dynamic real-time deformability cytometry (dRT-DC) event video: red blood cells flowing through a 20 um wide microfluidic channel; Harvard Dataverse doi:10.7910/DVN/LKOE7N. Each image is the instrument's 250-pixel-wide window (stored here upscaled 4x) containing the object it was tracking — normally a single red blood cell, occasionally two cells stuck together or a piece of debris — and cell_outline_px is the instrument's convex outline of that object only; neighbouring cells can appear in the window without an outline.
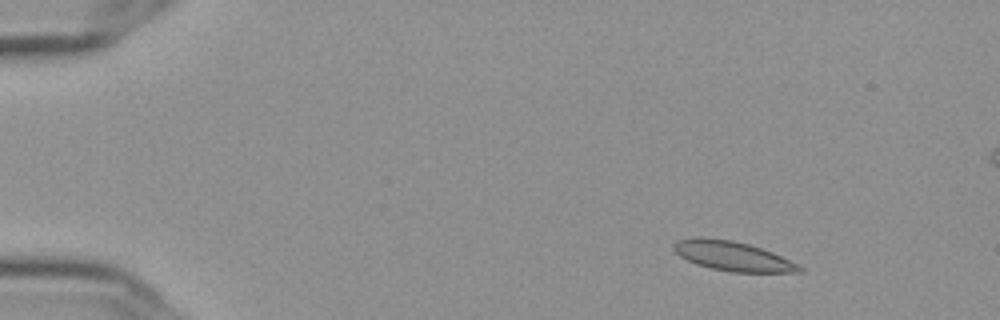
{"species": "Egyptian fruit bat (a non-hibernating species)", "species_latin": "Rousettus aegyptiacus", "temperature_condition": "cold", "stored_images_in_passage": 51, "segment_of_instrument_passage": [1, 2], "camera_frame_rate_fps": 3000, "um_per_image_px": 0.085, "frame": {"image": 1, "passage_image": 1, "time_ms": 0.0, "image_size_px": [1000, 320], "cell_outline_px": [[804, 272], [732, 272], [712, 268], [696, 264], [680, 256], [672, 248], [672, 244], [676, 240], [696, 236], [700, 236], [732, 240], [748, 244], [772, 252], [804, 268]], "centroid_in_image_um": [62.21, 21.75], "position_along_channel_um": 22.8, "area_um2": 21.56}}
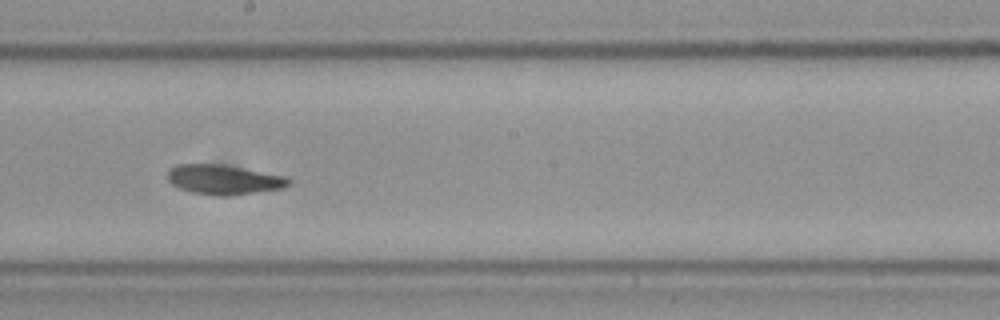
{"frame": {"image": 2, "passage_image": 26, "time_ms": 8.333, "image_size_px": [1000, 320], "cell_outline_px": [[292, 184], [284, 188], [228, 196], [220, 196], [188, 192], [172, 184], [168, 180], [168, 168], [176, 164], [220, 164], [284, 176], [292, 180]], "centroid_in_image_um": [19.0, 15.27], "position_along_channel_um": 229.2, "area_um2": 20.98}}
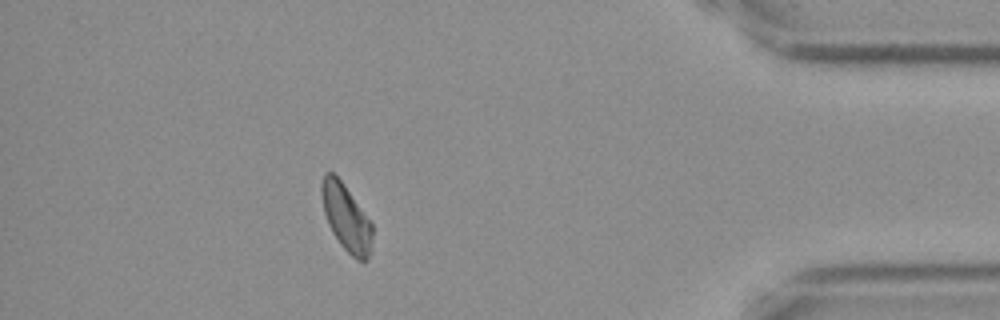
{"frame": {"image": 3, "passage_image": 44, "time_ms": 14.333, "image_size_px": [1000, 320], "cell_outline_px": [[372, 240], [368, 256], [364, 260], [356, 260], [340, 244], [332, 232], [328, 224], [324, 212], [320, 192], [320, 184], [324, 172], [332, 172], [340, 180], [372, 224]], "centroid_in_image_um": [29.38, 18.48], "position_along_channel_um": 405.8, "area_um2": 19.31}}